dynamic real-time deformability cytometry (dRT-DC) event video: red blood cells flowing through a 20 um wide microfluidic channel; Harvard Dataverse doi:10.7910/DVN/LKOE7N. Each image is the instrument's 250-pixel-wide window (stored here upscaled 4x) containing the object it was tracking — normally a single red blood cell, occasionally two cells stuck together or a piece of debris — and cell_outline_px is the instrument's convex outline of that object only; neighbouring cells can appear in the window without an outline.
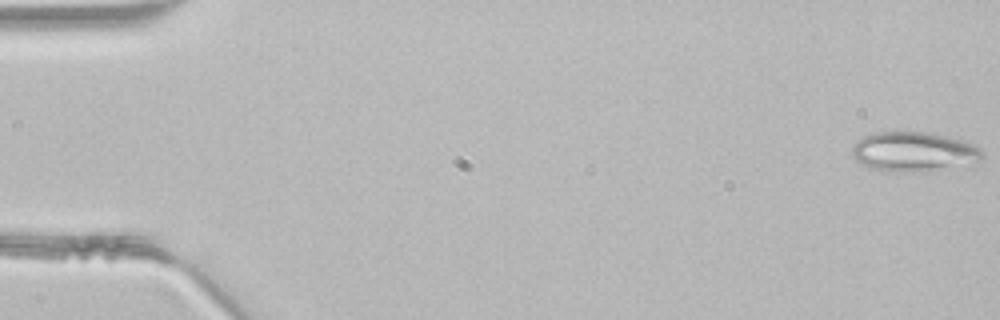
{"species": "common noctule bat (a hibernating species)", "species_latin": "Nyctalus noctula", "temperature_condition": "room temperature", "stored_images_in_passage": 46, "camera_frame_rate_fps": 3000, "um_per_image_px": 0.085, "animal": {"sex": "male", "body_mass_g": 21.5, "forearm_length_mm": 52.0}, "frame": {"image": 1, "passage_image": 1, "time_ms": 0.0, "image_size_px": [1000, 320], "cell_outline_px": [[984, 156], [980, 160], [968, 168], [916, 172], [900, 172], [872, 168], [860, 164], [852, 156], [852, 144], [856, 140], [872, 132], [924, 132], [944, 136], [960, 140], [972, 144], [980, 148], [984, 152]], "centroid_in_image_um": [77.72, 12.93], "position_along_channel_um": 7.3, "area_um2": 30.75}}
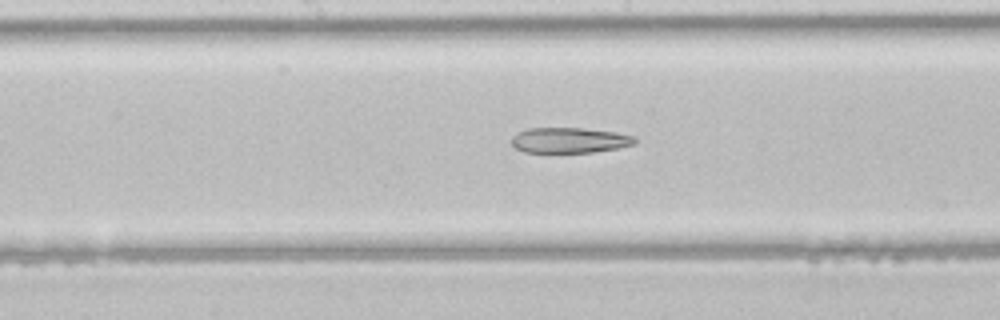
{"frame": {"image": 2, "passage_image": 24, "time_ms": 7.667, "image_size_px": [1000, 320], "cell_outline_px": [[636, 144], [620, 148], [592, 152], [524, 152], [516, 148], [512, 144], [512, 136], [516, 132], [528, 128], [580, 128], [616, 132], [636, 136]], "centroid_in_image_um": [48.43, 11.92], "position_along_channel_um": 199.8, "area_um2": 18.38}}
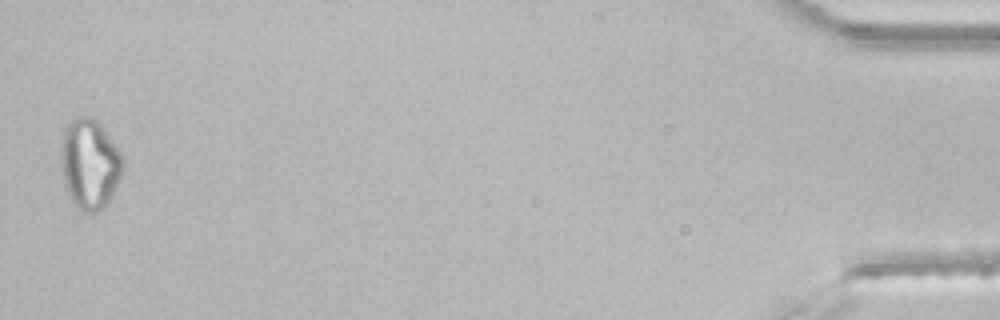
{"frame": {"image": 3, "passage_image": 46, "time_ms": 15.0, "image_size_px": [1000, 320], "cell_outline_px": [[124, 172], [112, 196], [104, 208], [96, 212], [84, 212], [72, 200], [64, 184], [60, 168], [60, 148], [64, 128], [68, 120], [76, 116], [92, 116], [100, 124], [120, 152], [124, 160]], "centroid_in_image_um": [7.61, 13.91], "position_along_channel_um": 427.6, "area_um2": 33.0}}